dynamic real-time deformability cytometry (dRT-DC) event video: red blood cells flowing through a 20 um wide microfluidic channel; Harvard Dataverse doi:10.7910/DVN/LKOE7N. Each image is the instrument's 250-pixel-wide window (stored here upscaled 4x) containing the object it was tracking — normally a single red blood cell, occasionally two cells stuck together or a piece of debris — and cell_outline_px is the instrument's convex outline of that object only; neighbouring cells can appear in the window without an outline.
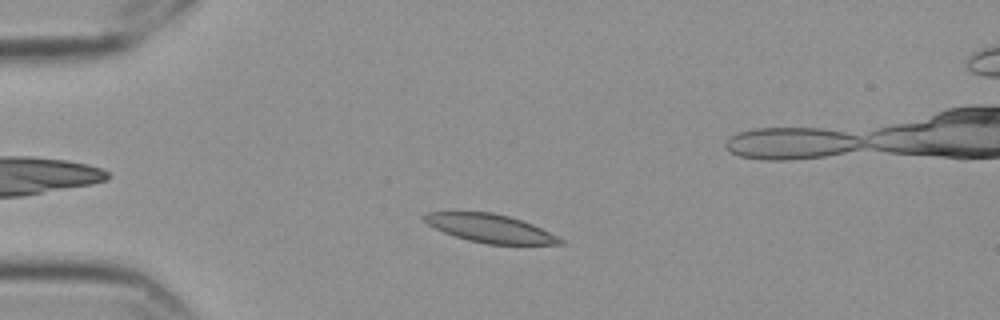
{"species": "Egyptian fruit bat (a non-hibernating species)", "species_latin": "Rousettus aegyptiacus", "temperature_condition": "cold", "stored_images_in_passage": 53, "camera_frame_rate_fps": 3000, "um_per_image_px": 0.085, "frame": {"image": 1, "passage_image": 9, "time_ms": 2.667, "image_size_px": [1000, 320], "cell_outline_px": [[564, 244], [484, 244], [468, 240], [444, 232], [428, 224], [420, 216], [424, 212], [492, 212], [508, 216], [532, 224], [564, 240]], "centroid_in_image_um": [41.62, 19.4], "position_along_channel_um": 43.4, "area_um2": 22.14}}
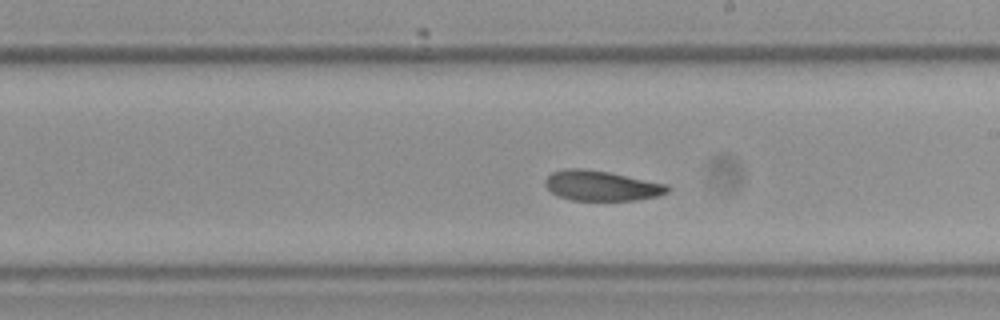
{"frame": {"image": 2, "passage_image": 28, "time_ms": 9.0, "image_size_px": [1000, 320], "cell_outline_px": [[672, 188], [668, 192], [656, 196], [636, 200], [572, 200], [560, 196], [552, 192], [544, 184], [544, 180], [552, 172], [568, 168], [580, 168], [608, 172], [668, 184]], "centroid_in_image_um": [51.14, 15.78], "position_along_channel_um": 237.9, "area_um2": 21.33}}
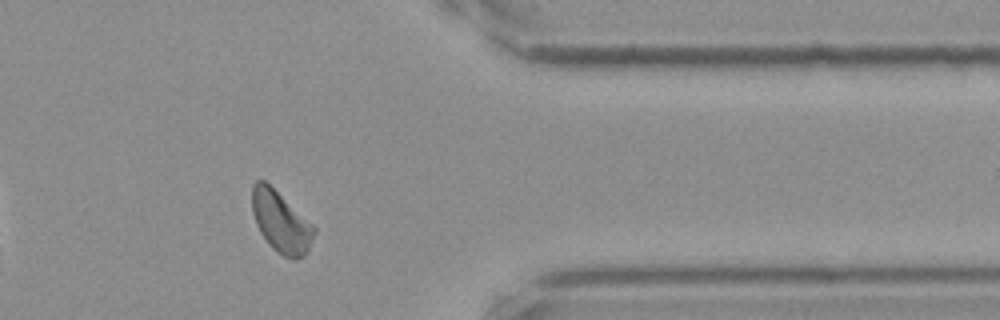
{"frame": {"image": 3, "passage_image": 42, "time_ms": 13.667, "image_size_px": [1000, 320], "cell_outline_px": [[316, 232], [308, 252], [292, 260], [276, 252], [268, 244], [260, 232], [256, 224], [252, 212], [252, 184], [256, 180], [264, 180], [312, 224], [316, 228]], "centroid_in_image_um": [23.86, 18.88], "position_along_channel_um": 387.5, "area_um2": 21.91}}